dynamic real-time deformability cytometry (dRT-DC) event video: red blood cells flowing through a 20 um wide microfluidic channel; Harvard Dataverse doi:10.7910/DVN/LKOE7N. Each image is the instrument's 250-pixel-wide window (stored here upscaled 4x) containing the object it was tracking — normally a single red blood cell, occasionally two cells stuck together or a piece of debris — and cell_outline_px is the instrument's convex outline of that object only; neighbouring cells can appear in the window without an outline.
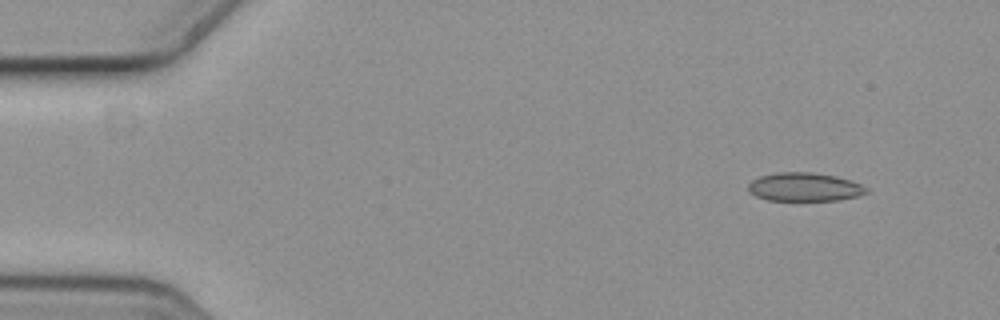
{"species": "common noctule bat (a hibernating species)", "species_latin": "Nyctalus noctula", "temperature_condition": "cold", "stored_images_in_passage": 5, "camera_frame_rate_fps": 3000, "um_per_image_px": 0.085, "animal": {"sex": "female", "body_mass_g": 19.3, "forearm_length_mm": 54.1}, "frame": {"image": 1, "passage_image": 1, "time_ms": 0.0, "image_size_px": [1000, 320], "cell_outline_px": [[868, 192], [856, 196], [840, 200], [768, 200], [756, 196], [748, 188], [748, 184], [752, 180], [760, 176], [776, 172], [812, 172], [836, 176], [860, 184], [868, 188]], "centroid_in_image_um": [68.38, 15.89], "position_along_channel_um": 16.6, "area_um2": 19.48}}
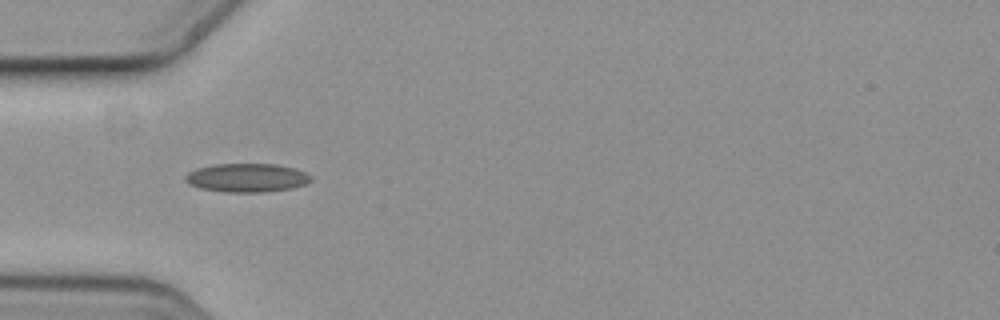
{"frame": {"image": 2, "passage_image": 4, "time_ms": 1.0, "image_size_px": [1000, 320], "cell_outline_px": [[312, 180], [304, 184], [292, 188], [264, 192], [224, 192], [200, 188], [188, 184], [184, 180], [184, 176], [188, 172], [196, 168], [212, 164], [276, 164], [292, 168], [304, 172], [312, 176]], "centroid_in_image_um": [20.93, 15.11], "position_along_channel_um": 64.1, "area_um2": 21.04}}
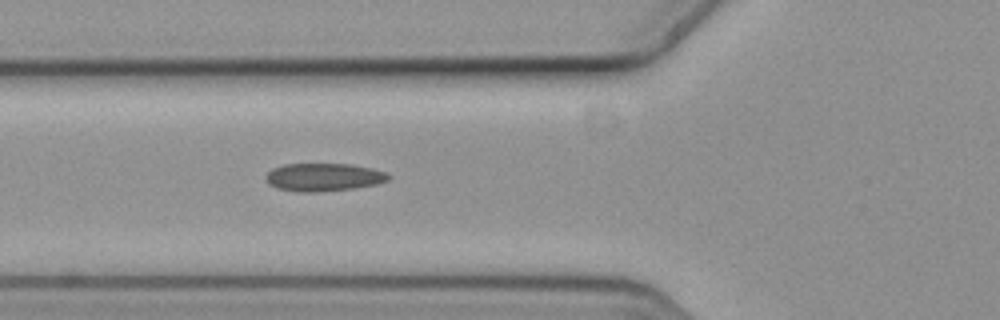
{"frame": {"image": 3, "passage_image": 5, "time_ms": 1.333, "image_size_px": [1000, 320], "cell_outline_px": [[392, 176], [388, 180], [376, 184], [356, 188], [316, 192], [296, 192], [276, 188], [268, 184], [264, 176], [272, 168], [284, 164], [352, 164], [372, 168], [384, 172]], "centroid_in_image_um": [27.48, 15.06], "position_along_channel_um": 98.3, "area_um2": 20.17}}